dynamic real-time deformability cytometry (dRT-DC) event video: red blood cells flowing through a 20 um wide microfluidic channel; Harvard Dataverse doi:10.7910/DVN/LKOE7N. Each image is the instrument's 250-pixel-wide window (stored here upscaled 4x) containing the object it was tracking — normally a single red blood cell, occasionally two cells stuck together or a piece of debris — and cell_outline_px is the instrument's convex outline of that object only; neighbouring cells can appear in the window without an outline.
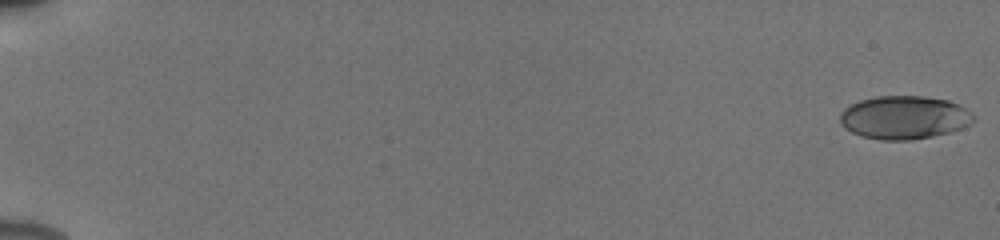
{"species": "human", "species_latin": "Homo sapiens", "temperature_condition": "cold", "stored_images_in_passage": 55, "camera_frame_rate_fps": 3000, "um_per_image_px": 0.085, "donor": {"sex": "male"}, "frame": {"image": 1, "passage_image": 1, "time_ms": 0.0, "image_size_px": [1000, 240], "cell_outline_px": [[976, 120], [972, 124], [948, 132], [932, 136], [908, 140], [880, 140], [860, 136], [844, 128], [840, 124], [840, 112], [844, 108], [860, 100], [876, 96], [924, 96], [948, 100], [972, 112], [976, 116]], "centroid_in_image_um": [76.85, 9.98], "position_along_channel_um": 8.2, "area_um2": 33.81}}
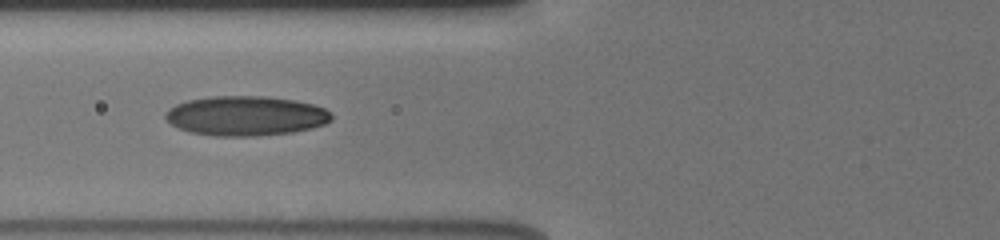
{"frame": {"image": 2, "passage_image": 24, "time_ms": 7.667, "image_size_px": [1000, 240], "cell_outline_px": [[332, 120], [324, 124], [312, 128], [292, 132], [256, 136], [216, 136], [192, 132], [180, 128], [172, 124], [164, 116], [168, 108], [176, 104], [188, 100], [208, 96], [268, 96], [296, 100], [312, 104], [324, 108], [332, 116]], "centroid_in_image_um": [20.9, 9.84], "position_along_channel_um": 104.9, "area_um2": 38.38}}
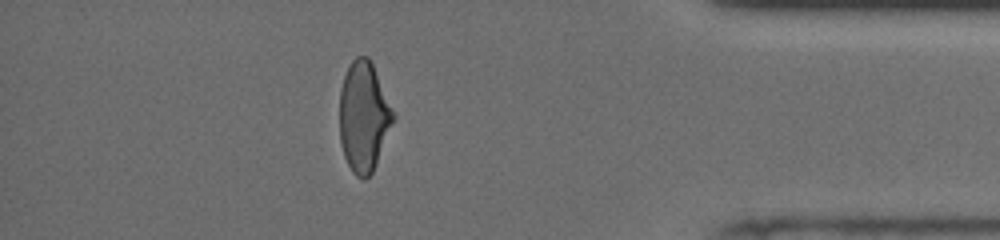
{"frame": {"image": 3, "passage_image": 49, "time_ms": 16.0, "image_size_px": [1000, 240], "cell_outline_px": [[396, 116], [372, 172], [364, 180], [356, 176], [352, 172], [344, 156], [340, 144], [340, 88], [344, 76], [352, 60], [356, 56], [368, 56], [372, 64]], "centroid_in_image_um": [30.9, 9.93], "position_along_channel_um": 404.3, "area_um2": 34.1}, "authors_computed_cell_mechanics": {"area_um2": 34.68, "velocity_mm_per_s": 3.9254, "shape_relaxation_time_tau1_ms": 5.115, "shape_relaxation_time_tau2_ms": 1.5346, "deformation_change_tau1": 0.1674, "deformation_change_tau2": 0.0772}}